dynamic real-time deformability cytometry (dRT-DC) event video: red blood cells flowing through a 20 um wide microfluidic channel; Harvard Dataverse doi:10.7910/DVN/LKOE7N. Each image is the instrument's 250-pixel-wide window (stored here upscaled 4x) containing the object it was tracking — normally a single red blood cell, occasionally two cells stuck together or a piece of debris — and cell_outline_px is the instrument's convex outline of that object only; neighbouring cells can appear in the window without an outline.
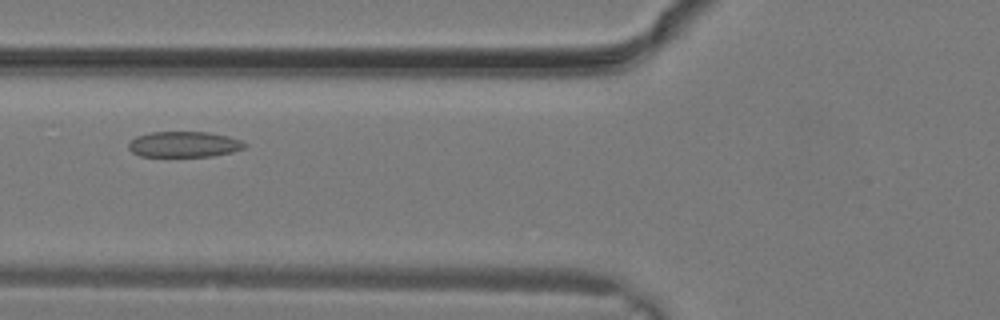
{"species": "common noctule bat (a hibernating species)", "species_latin": "Nyctalus noctula", "temperature_condition": "warm", "stored_images_in_passage": 23, "camera_frame_rate_fps": 3000, "um_per_image_px": 0.085, "animal": {"sex": "male", "body_mass_g": 19.2, "forearm_length_mm": 51.8}, "frame": {"image": 1, "passage_image": 5, "time_ms": 1.333, "image_size_px": [1000, 320], "cell_outline_px": [[248, 144], [244, 148], [232, 152], [212, 156], [140, 156], [132, 152], [128, 148], [128, 144], [136, 136], [152, 132], [208, 132], [228, 136], [240, 140]], "centroid_in_image_um": [15.65, 12.27], "position_along_channel_um": 110.1, "area_um2": 17.34}}
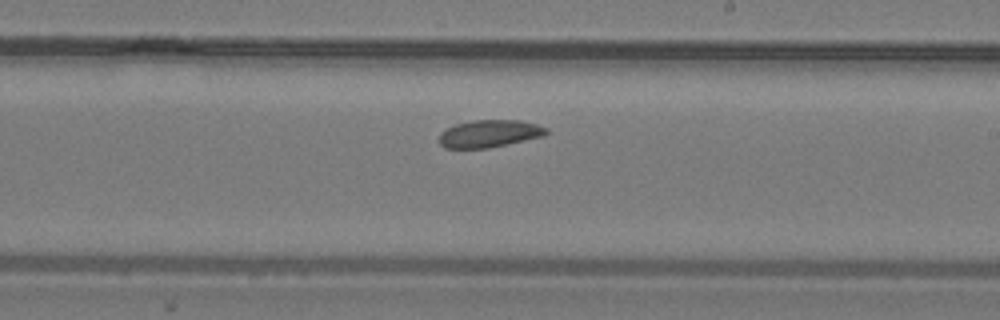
{"frame": {"image": 2, "passage_image": 11, "time_ms": 3.333, "image_size_px": [1000, 320], "cell_outline_px": [[548, 132], [544, 136], [488, 148], [444, 148], [440, 144], [440, 132], [456, 124], [472, 120], [520, 120], [536, 124], [548, 128]], "centroid_in_image_um": [41.61, 11.35], "position_along_channel_um": 247.4, "area_um2": 17.05}}
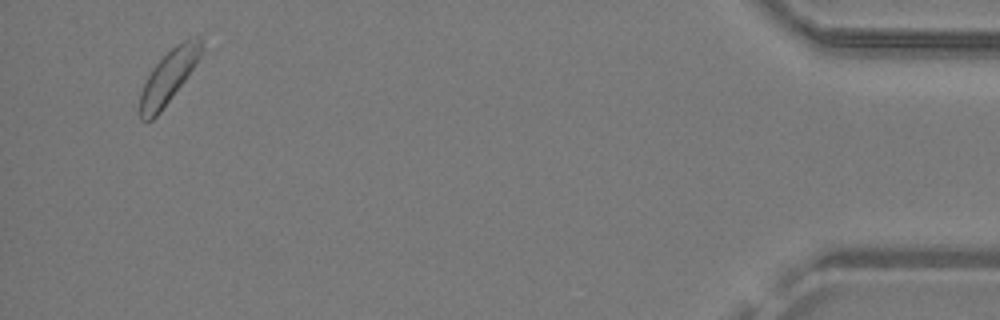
{"frame": {"image": 3, "passage_image": 22, "time_ms": 7.0, "image_size_px": [1000, 320], "cell_outline_px": [[204, 48], [200, 56], [184, 80], [160, 112], [152, 120], [140, 120], [140, 92], [152, 68], [176, 44], [184, 40], [200, 36]], "centroid_in_image_um": [14.32, 6.51], "position_along_channel_um": 420.9, "area_um2": 18.44}}